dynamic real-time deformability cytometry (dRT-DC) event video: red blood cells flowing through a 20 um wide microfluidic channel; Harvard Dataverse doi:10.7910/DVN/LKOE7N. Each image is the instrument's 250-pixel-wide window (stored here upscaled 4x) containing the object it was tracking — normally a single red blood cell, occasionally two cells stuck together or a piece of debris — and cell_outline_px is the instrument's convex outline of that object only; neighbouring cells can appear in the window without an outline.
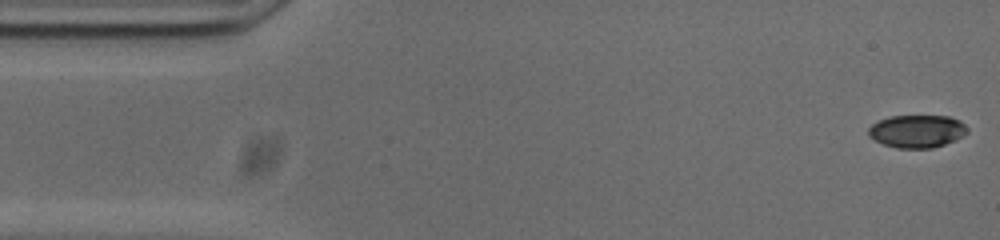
{"species": "common noctule bat (a hibernating species)", "species_latin": "Nyctalus noctula", "temperature_condition": "cold", "stored_images_in_passage": 53, "camera_frame_rate_fps": 3000, "um_per_image_px": 0.085, "animal": {"sex": "male", "body_mass_g": 20.0, "forearm_length_mm": 53.3}, "frame": {"image": 1, "passage_image": 1, "time_ms": 0.0, "image_size_px": [1000, 240], "cell_outline_px": [[968, 132], [956, 140], [932, 148], [896, 148], [884, 144], [868, 136], [868, 128], [872, 124], [888, 116], [948, 116], [960, 120], [968, 128]], "centroid_in_image_um": [77.95, 11.15], "position_along_channel_um": 7.0, "area_um2": 18.9}}
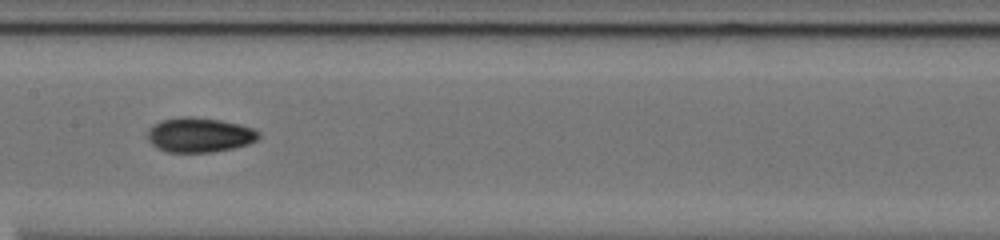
{"frame": {"image": 2, "passage_image": 25, "time_ms": 8.0, "image_size_px": [1000, 240], "cell_outline_px": [[260, 136], [256, 140], [248, 144], [232, 148], [212, 152], [168, 152], [156, 148], [148, 140], [148, 128], [160, 120], [180, 116], [192, 116], [220, 120], [240, 124], [252, 128], [260, 132]], "centroid_in_image_um": [16.93, 11.46], "position_along_channel_um": 190.5, "area_um2": 22.6}}
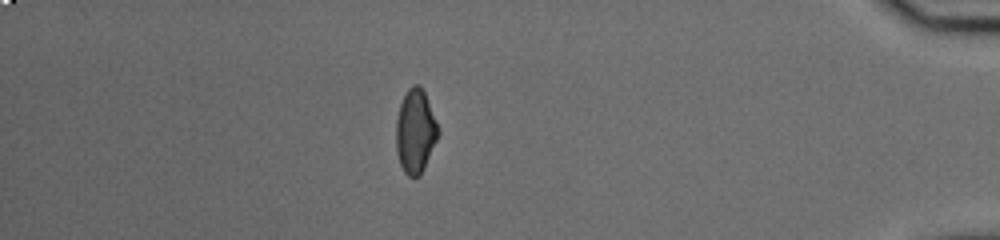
{"frame": {"image": 3, "passage_image": 46, "time_ms": 15.0, "image_size_px": [1000, 240], "cell_outline_px": [[440, 132], [424, 168], [420, 176], [408, 176], [404, 172], [400, 164], [396, 152], [396, 120], [400, 104], [408, 88], [412, 84], [420, 84], [424, 92], [436, 120]], "centroid_in_image_um": [35.3, 11.15], "position_along_channel_um": 399.9, "area_um2": 20.52}, "authors_computed_cell_mechanics": {"area_um2": 20.5768, "velocity_mm_per_s": 3.7364, "shape_relaxation_time_tau1_ms": 5.4201, "shape_relaxation_time_tau2_ms": 2.5451, "deformation_change_tau1": 0.1659, "deformation_change_tau2": 0.0603}}